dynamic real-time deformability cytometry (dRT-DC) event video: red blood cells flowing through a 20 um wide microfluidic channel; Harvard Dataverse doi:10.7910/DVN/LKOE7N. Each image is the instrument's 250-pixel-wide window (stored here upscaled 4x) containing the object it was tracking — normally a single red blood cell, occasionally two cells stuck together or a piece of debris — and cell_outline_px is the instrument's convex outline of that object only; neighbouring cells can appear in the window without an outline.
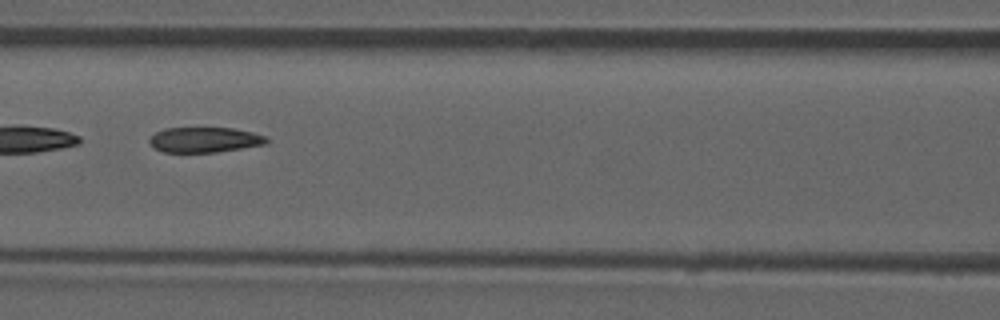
{"species": "common noctule bat (a hibernating species)", "species_latin": "Nyctalus noctula", "temperature_condition": "room temperature", "stored_images_in_passage": 10, "camera_frame_rate_fps": 3000, "um_per_image_px": 0.085, "animal": {"sex": "male", "forearm_length_mm": 52.5}, "frame": {"image": 1, "passage_image": 6, "time_ms": 6.667, "image_size_px": [1000, 320], "cell_outline_px": [[268, 144], [216, 152], [164, 152], [148, 144], [148, 140], [156, 132], [164, 128], [232, 128], [252, 132], [264, 136], [268, 140]], "centroid_in_image_um": [17.38, 11.88], "position_along_channel_um": 149.2, "area_um2": 17.17}}